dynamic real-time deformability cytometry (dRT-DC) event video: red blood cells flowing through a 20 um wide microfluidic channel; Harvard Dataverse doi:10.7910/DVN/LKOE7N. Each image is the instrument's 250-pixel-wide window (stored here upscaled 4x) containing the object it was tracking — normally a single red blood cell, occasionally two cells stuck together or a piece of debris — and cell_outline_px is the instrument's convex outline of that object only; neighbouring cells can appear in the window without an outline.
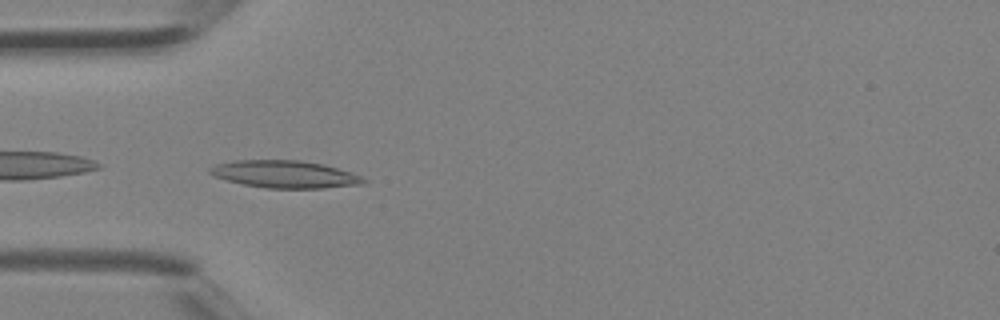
{"species": "Egyptian fruit bat (a non-hibernating species)", "species_latin": "Rousettus aegyptiacus", "temperature_condition": "room temperature", "stored_images_in_passage": 3, "camera_frame_rate_fps": 3000, "um_per_image_px": 0.085, "animal": {"sex": "female"}, "frame": {"image": 1, "passage_image": 2, "time_ms": 0.333, "image_size_px": [1000, 320], "cell_outline_px": [[368, 180], [364, 184], [324, 188], [264, 188], [244, 184], [228, 180], [216, 176], [208, 172], [208, 168], [216, 164], [232, 160], [300, 160], [324, 164], [352, 172]], "centroid_in_image_um": [24.24, 14.8], "position_along_channel_um": 60.8, "area_um2": 24.57}}
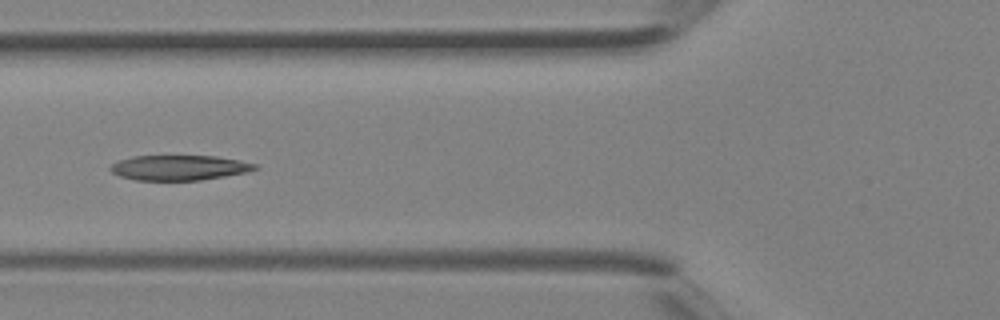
{"frame": {"image": 2, "passage_image": 3, "time_ms": 0.667, "image_size_px": [1000, 320], "cell_outline_px": [[260, 168], [244, 172], [224, 176], [200, 180], [136, 180], [120, 176], [112, 172], [108, 168], [116, 160], [132, 156], [216, 156], [240, 160], [256, 164]], "centroid_in_image_um": [15.19, 14.24], "position_along_channel_um": 110.6, "area_um2": 21.1}}